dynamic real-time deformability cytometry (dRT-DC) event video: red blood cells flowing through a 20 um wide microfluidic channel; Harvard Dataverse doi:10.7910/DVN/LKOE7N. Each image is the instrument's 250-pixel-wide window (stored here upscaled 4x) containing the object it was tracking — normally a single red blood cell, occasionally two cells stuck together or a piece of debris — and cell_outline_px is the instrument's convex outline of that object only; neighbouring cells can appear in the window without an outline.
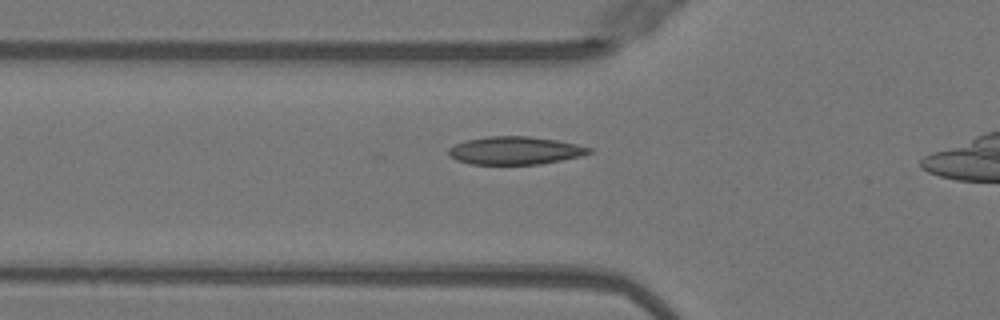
{"species": "Egyptian fruit bat (a non-hibernating species)", "species_latin": "Rousettus aegyptiacus", "temperature_condition": "warm", "stored_images_in_passage": 34, "camera_frame_rate_fps": 3000, "um_per_image_px": 0.085, "animal": {"sex": "female"}, "frame": {"image": 1, "passage_image": 10, "time_ms": 3.0, "image_size_px": [1000, 320], "cell_outline_px": [[592, 152], [580, 156], [540, 164], [472, 164], [456, 160], [448, 152], [448, 148], [464, 140], [488, 136], [528, 136], [556, 140], [576, 144], [592, 148]], "centroid_in_image_um": [43.77, 12.79], "position_along_channel_um": 82.0, "area_um2": 22.72}}
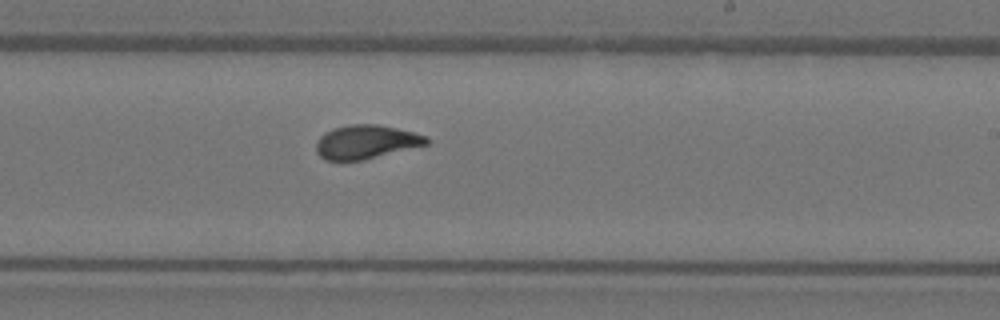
{"frame": {"image": 2, "passage_image": 23, "time_ms": 7.333, "image_size_px": [1000, 320], "cell_outline_px": [[432, 140], [428, 144], [364, 160], [324, 160], [316, 152], [316, 140], [324, 132], [332, 128], [348, 124], [380, 124], [428, 136]], "centroid_in_image_um": [31.11, 12.05], "position_along_channel_um": 257.9, "area_um2": 21.96}}
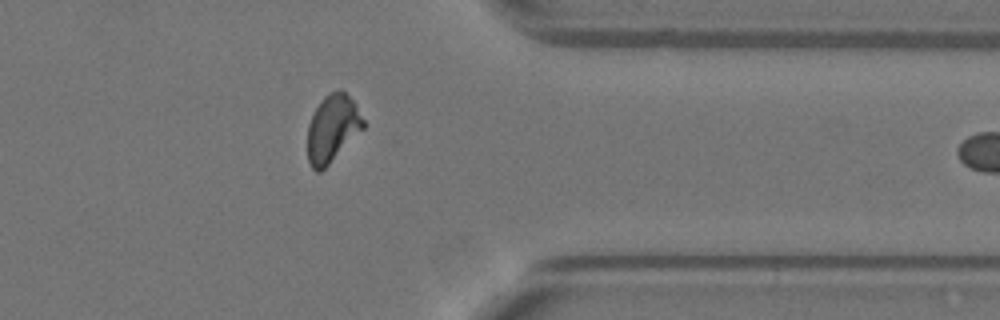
{"frame": {"image": 3, "passage_image": 33, "time_ms": 10.667, "image_size_px": [1000, 320], "cell_outline_px": [[364, 128], [320, 172], [316, 172], [312, 168], [308, 160], [308, 124], [320, 100], [324, 96], [340, 88], [356, 104], [364, 120]], "centroid_in_image_um": [28.25, 10.9], "position_along_channel_um": 383.1, "area_um2": 21.56}}